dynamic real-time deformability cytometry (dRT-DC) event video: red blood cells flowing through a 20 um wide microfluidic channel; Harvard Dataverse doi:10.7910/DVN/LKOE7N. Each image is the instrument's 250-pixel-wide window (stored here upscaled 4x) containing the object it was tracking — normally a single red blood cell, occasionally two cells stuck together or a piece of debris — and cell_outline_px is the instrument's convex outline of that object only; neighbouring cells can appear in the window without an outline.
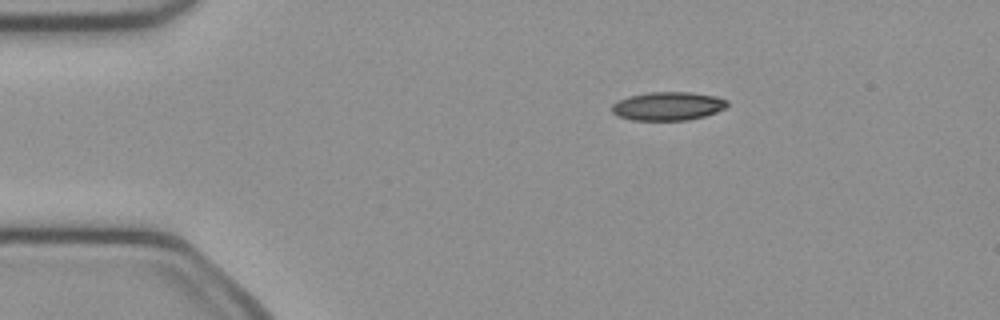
{"species": "common noctule bat (a hibernating species)", "species_latin": "Nyctalus noctula", "temperature_condition": "cold", "stored_images_in_passage": 7, "camera_frame_rate_fps": 3000, "um_per_image_px": 0.085, "animal": {"sex": "female", "body_mass_g": 21.9}, "frame": {"image": 1, "passage_image": 1, "time_ms": 0.0, "image_size_px": [1000, 320], "cell_outline_px": [[728, 108], [704, 116], [688, 120], [632, 120], [616, 116], [612, 112], [612, 104], [620, 100], [632, 96], [652, 92], [692, 92], [716, 96], [728, 100]], "centroid_in_image_um": [56.82, 9.03], "position_along_channel_um": 28.2, "area_um2": 19.19}}